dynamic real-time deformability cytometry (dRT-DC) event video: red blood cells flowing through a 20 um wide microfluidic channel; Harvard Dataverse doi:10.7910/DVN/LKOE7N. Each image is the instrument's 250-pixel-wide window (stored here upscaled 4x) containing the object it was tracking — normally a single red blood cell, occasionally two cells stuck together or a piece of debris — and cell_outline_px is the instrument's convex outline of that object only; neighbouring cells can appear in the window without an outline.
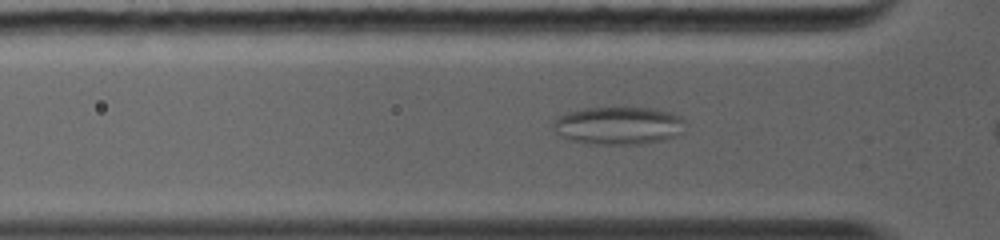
{"species": "common noctule bat (a hibernating species)", "species_latin": "Nyctalus noctula", "temperature_condition": "warm", "stored_images_in_passage": 7, "camera_frame_rate_fps": 5000, "um_per_image_px": 0.085, "animal": {"sex": "female", "body_mass_g": 19.0, "forearm_length_mm": 56.7}, "frame": {"image": 1, "passage_image": 3, "time_ms": 0.8, "image_size_px": [1000, 240], "cell_outline_px": [[684, 132], [664, 140], [636, 144], [596, 144], [572, 140], [560, 136], [552, 128], [552, 120], [556, 116], [564, 112], [584, 108], [656, 108], [672, 112], [680, 116], [684, 120]], "centroid_in_image_um": [52.54, 10.66], "position_along_channel_um": 73.3, "area_um2": 29.42}}
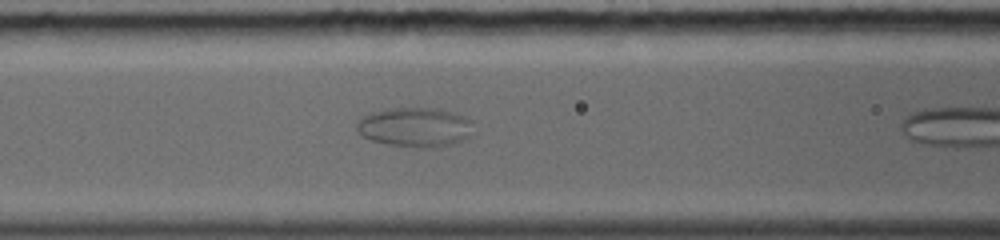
{"frame": {"image": 2, "passage_image": 6, "time_ms": 2.2, "image_size_px": [1000, 240], "cell_outline_px": [[472, 120], [468, 136], [460, 140], [444, 144], [424, 148], [420, 148], [388, 144], [372, 140], [364, 136], [356, 128], [356, 120], [372, 112], [388, 108], [440, 108], [464, 116]], "centroid_in_image_um": [35.22, 10.78], "position_along_channel_um": 131.4, "area_um2": 26.3}}